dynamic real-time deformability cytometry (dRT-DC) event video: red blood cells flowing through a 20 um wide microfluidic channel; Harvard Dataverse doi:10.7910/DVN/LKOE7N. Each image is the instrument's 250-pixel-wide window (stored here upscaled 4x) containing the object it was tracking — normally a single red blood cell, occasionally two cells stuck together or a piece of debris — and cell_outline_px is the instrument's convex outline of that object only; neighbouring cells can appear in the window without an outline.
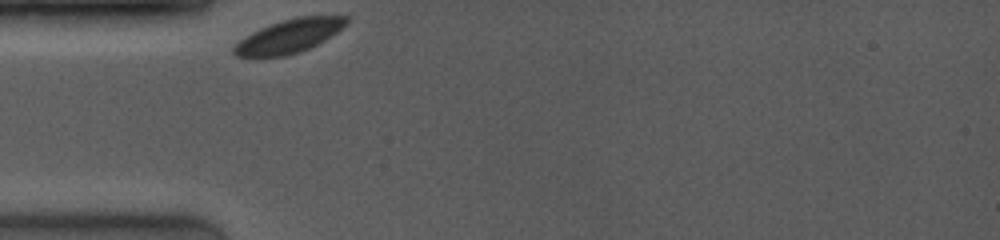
{"species": "common noctule bat (a hibernating species)", "species_latin": "Nyctalus noctula", "temperature_condition": "room temperature", "stored_images_in_passage": 3, "camera_frame_rate_fps": 4000, "um_per_image_px": 0.085, "animal": {"sex": "female", "body_mass_g": 19.0, "forearm_length_mm": 53.3}, "frame": {"image": 1, "passage_image": 1, "time_ms": 0.0, "image_size_px": [1000, 240], "cell_outline_px": [[348, 24], [324, 40], [300, 52], [284, 56], [236, 56], [232, 52], [232, 48], [240, 40], [252, 32], [260, 28], [296, 16], [348, 16]], "centroid_in_image_um": [24.58, 3.06], "position_along_channel_um": 60.4, "area_um2": 21.62}}